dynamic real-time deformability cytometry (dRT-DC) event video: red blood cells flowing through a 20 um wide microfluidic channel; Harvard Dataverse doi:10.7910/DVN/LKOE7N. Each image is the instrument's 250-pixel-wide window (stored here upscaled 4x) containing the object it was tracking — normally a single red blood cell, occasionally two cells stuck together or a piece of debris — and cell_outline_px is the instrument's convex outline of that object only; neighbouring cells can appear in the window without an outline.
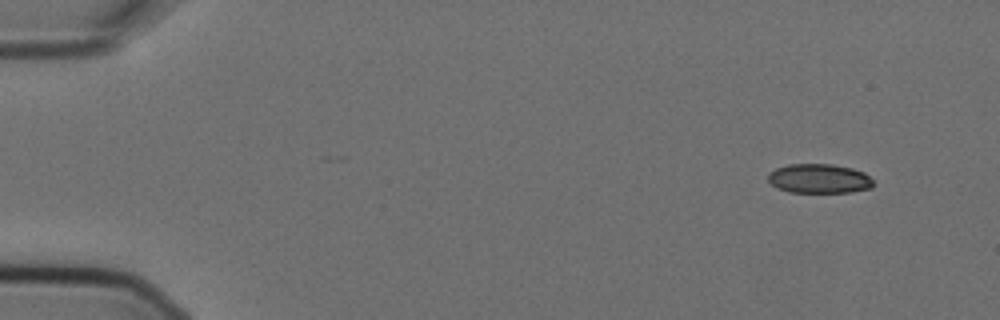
{"species": "Egyptian fruit bat (a non-hibernating species)", "species_latin": "Rousettus aegyptiacus", "temperature_condition": "cold", "stored_images_in_passage": 7, "camera_frame_rate_fps": 3000, "um_per_image_px": 0.085, "animal": {"sex": "female"}, "frame": {"image": 1, "passage_image": 1, "time_ms": 0.0, "image_size_px": [1000, 320], "cell_outline_px": [[876, 184], [872, 188], [852, 192], [788, 192], [776, 188], [768, 180], [768, 172], [776, 168], [788, 164], [832, 164], [852, 168], [864, 172]], "centroid_in_image_um": [69.63, 15.18], "position_along_channel_um": 15.4, "area_um2": 18.21}}
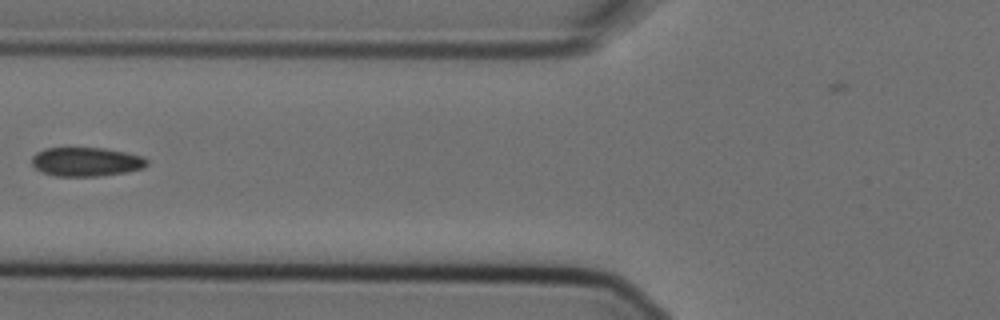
{"frame": {"image": 2, "passage_image": 6, "time_ms": 1.667, "image_size_px": [1000, 320], "cell_outline_px": [[148, 164], [144, 168], [124, 172], [96, 176], [56, 176], [40, 172], [32, 164], [32, 156], [36, 152], [44, 148], [104, 148], [124, 152], [140, 156], [148, 160]], "centroid_in_image_um": [7.29, 13.75], "position_along_channel_um": 118.5, "area_um2": 19.36}}
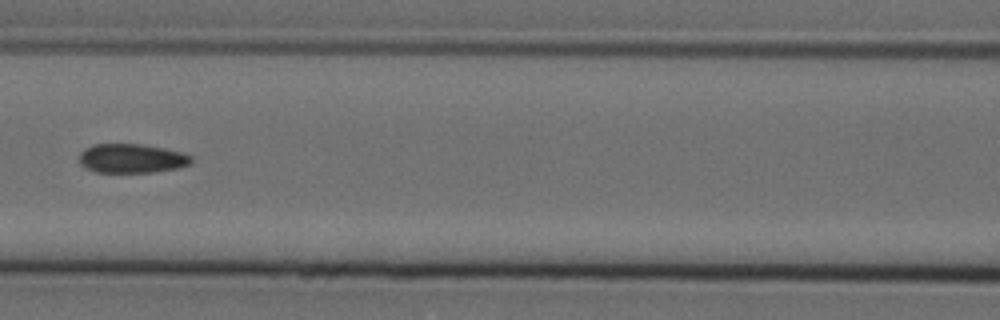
{"frame": {"image": 3, "passage_image": 7, "time_ms": 2.0, "image_size_px": [1000, 320], "cell_outline_px": [[192, 164], [176, 168], [152, 172], [96, 172], [80, 164], [80, 152], [84, 148], [92, 144], [144, 144], [164, 148], [180, 152], [192, 156]], "centroid_in_image_um": [11.19, 13.45], "position_along_channel_um": 155.4, "area_um2": 19.02}}